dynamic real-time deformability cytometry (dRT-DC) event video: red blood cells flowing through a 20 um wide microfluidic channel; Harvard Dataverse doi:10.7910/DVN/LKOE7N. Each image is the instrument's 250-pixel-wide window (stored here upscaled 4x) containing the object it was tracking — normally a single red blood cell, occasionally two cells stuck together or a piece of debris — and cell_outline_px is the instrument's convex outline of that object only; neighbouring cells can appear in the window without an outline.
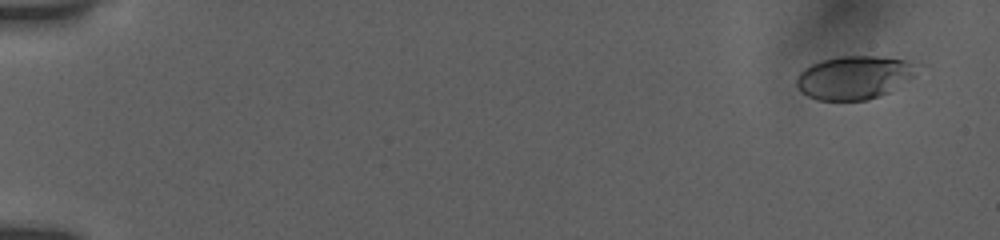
{"species": "human", "species_latin": "Homo sapiens", "temperature_condition": "room temperature", "stored_images_in_passage": 12, "camera_frame_rate_fps": 3000, "um_per_image_px": 0.085, "donor": {"sex": "female"}, "frame": {"image": 1, "passage_image": 1, "time_ms": 0.0, "image_size_px": [1000, 240], "cell_outline_px": [[916, 76], [888, 92], [868, 100], [816, 100], [800, 92], [796, 84], [796, 76], [804, 68], [820, 60], [840, 56], [876, 56], [904, 60]], "centroid_in_image_um": [72.48, 6.6], "position_along_channel_um": 12.5, "area_um2": 29.94}}
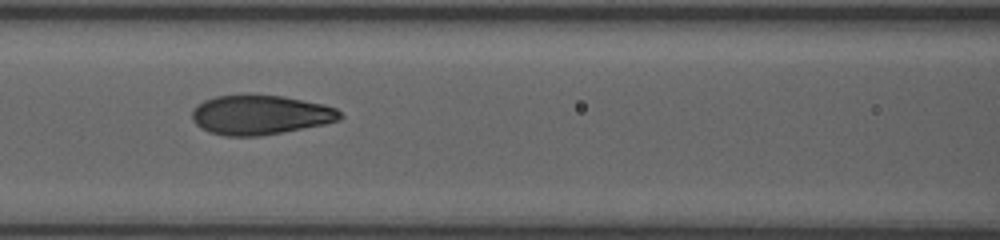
{"frame": {"image": 2, "passage_image": 9, "time_ms": 7.667, "image_size_px": [1000, 240], "cell_outline_px": [[344, 116], [340, 120], [324, 124], [260, 136], [224, 136], [208, 132], [196, 124], [192, 120], [192, 112], [204, 100], [216, 96], [284, 96], [324, 104], [336, 108]], "centroid_in_image_um": [22.15, 9.78], "position_along_channel_um": 144.4, "area_um2": 33.7}}
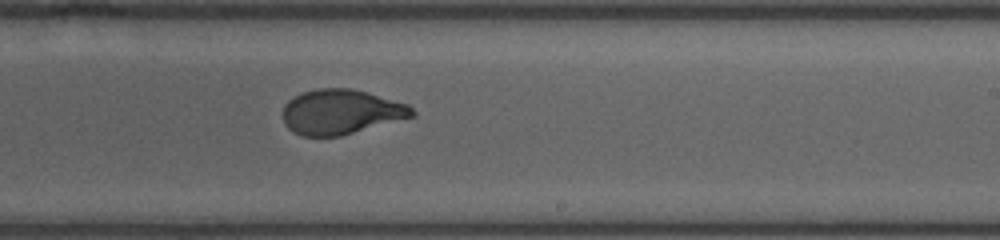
{"frame": {"image": 3, "passage_image": 12, "time_ms": 10.667, "image_size_px": [1000, 240], "cell_outline_px": [[416, 116], [340, 136], [304, 136], [292, 132], [284, 124], [284, 104], [288, 100], [304, 92], [320, 88], [352, 88], [368, 92], [408, 104], [416, 112]], "centroid_in_image_um": [29.01, 9.51], "position_along_channel_um": 260.0, "area_um2": 33.81}}